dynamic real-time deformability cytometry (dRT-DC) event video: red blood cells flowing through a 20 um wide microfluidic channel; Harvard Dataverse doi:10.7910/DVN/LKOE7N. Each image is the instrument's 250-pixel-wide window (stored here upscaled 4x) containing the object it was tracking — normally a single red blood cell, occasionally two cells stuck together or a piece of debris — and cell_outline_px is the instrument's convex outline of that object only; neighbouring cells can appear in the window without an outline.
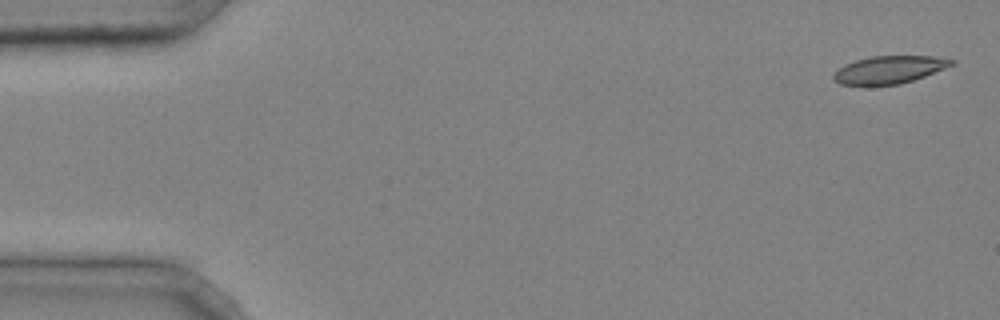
{"species": "common noctule bat (a hibernating species)", "species_latin": "Nyctalus noctula", "temperature_condition": "cold", "stored_images_in_passage": 5, "camera_frame_rate_fps": 3000, "um_per_image_px": 0.085, "animal": {"sex": "male", "body_mass_g": 20.4}, "frame": {"image": 1, "passage_image": 1, "time_ms": 0.0, "image_size_px": [1000, 320], "cell_outline_px": [[956, 64], [924, 76], [900, 84], [840, 84], [832, 80], [832, 76], [844, 64], [856, 60], [872, 56], [932, 56], [956, 60]], "centroid_in_image_um": [75.61, 5.91], "position_along_channel_um": 9.4, "area_um2": 18.73}}
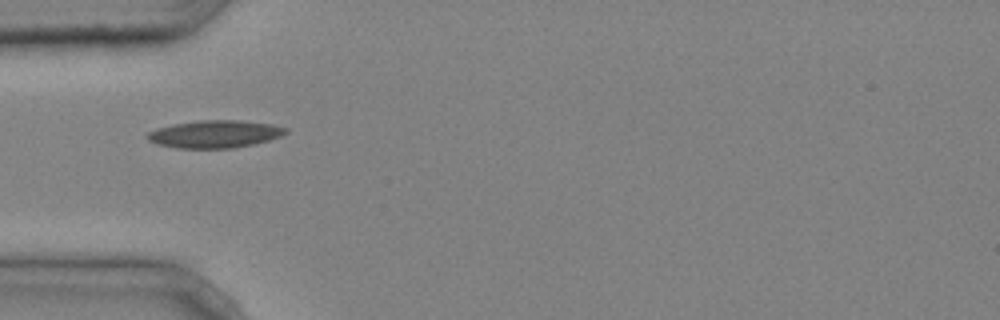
{"frame": {"image": 2, "passage_image": 4, "time_ms": 1.0, "image_size_px": [1000, 320], "cell_outline_px": [[288, 132], [280, 136], [268, 140], [252, 144], [232, 148], [176, 148], [156, 144], [148, 140], [144, 136], [148, 132], [156, 128], [172, 124], [200, 120], [240, 120], [272, 124], [288, 128]], "centroid_in_image_um": [18.22, 11.39], "position_along_channel_um": 66.8, "area_um2": 22.31}}